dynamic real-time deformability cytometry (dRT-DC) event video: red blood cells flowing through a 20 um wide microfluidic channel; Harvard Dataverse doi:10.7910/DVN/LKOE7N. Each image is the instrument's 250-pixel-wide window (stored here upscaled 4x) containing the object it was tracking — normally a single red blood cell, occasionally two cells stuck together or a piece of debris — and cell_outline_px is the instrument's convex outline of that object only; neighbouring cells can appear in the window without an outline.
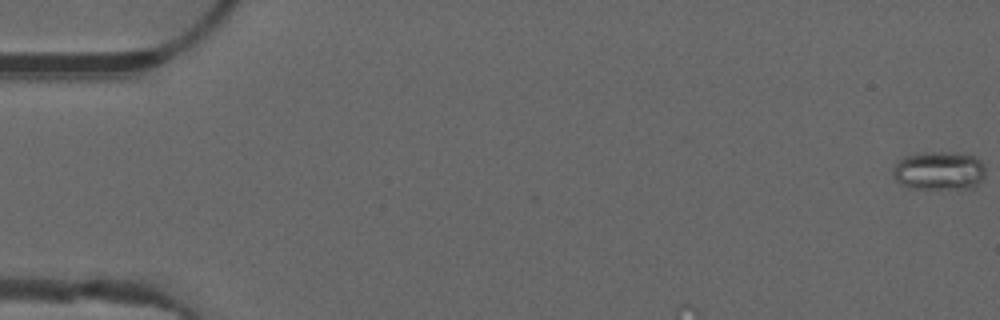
{"species": "common noctule bat (a hibernating species)", "species_latin": "Nyctalus noctula", "temperature_condition": "warm", "stored_images_in_passage": 9, "camera_frame_rate_fps": 3000, "um_per_image_px": 0.085, "animal": {"sex": "male", "forearm_length_mm": 52.5}, "frame": {"image": 1, "passage_image": 1, "time_ms": 0.0, "image_size_px": [1000, 320], "cell_outline_px": [[984, 176], [976, 184], [968, 188], [912, 188], [900, 184], [896, 180], [892, 172], [896, 164], [904, 156], [916, 152], [944, 152], [976, 156], [984, 164]], "centroid_in_image_um": [79.79, 14.49], "position_along_channel_um": 5.2, "area_um2": 20.63}}